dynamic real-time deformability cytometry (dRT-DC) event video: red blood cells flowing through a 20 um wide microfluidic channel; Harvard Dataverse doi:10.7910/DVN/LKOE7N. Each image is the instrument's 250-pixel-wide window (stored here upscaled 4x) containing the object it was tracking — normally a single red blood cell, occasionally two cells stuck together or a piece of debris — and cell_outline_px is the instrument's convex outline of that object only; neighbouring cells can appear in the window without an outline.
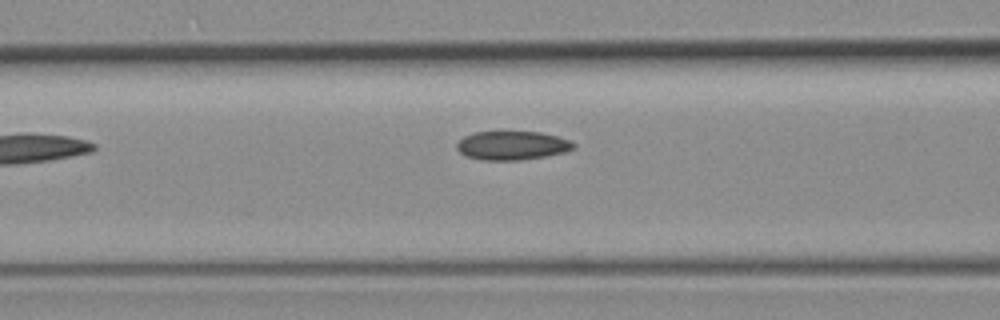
{"species": "common noctule bat (a hibernating species)", "species_latin": "Nyctalus noctula", "temperature_condition": "room temperature", "stored_images_in_passage": 3, "camera_frame_rate_fps": 3000, "um_per_image_px": 0.085, "animal": {"sex": "female", "body_mass_g": 19.3, "forearm_length_mm": 54.1}, "frame": {"image": 1, "passage_image": 3, "time_ms": 2.667, "image_size_px": [1000, 320], "cell_outline_px": [[576, 144], [572, 148], [564, 152], [544, 156], [520, 160], [480, 160], [468, 156], [460, 152], [456, 148], [456, 144], [464, 136], [476, 132], [540, 132], [556, 136], [568, 140]], "centroid_in_image_um": [43.5, 12.37], "position_along_channel_um": 123.1, "area_um2": 19.31}}